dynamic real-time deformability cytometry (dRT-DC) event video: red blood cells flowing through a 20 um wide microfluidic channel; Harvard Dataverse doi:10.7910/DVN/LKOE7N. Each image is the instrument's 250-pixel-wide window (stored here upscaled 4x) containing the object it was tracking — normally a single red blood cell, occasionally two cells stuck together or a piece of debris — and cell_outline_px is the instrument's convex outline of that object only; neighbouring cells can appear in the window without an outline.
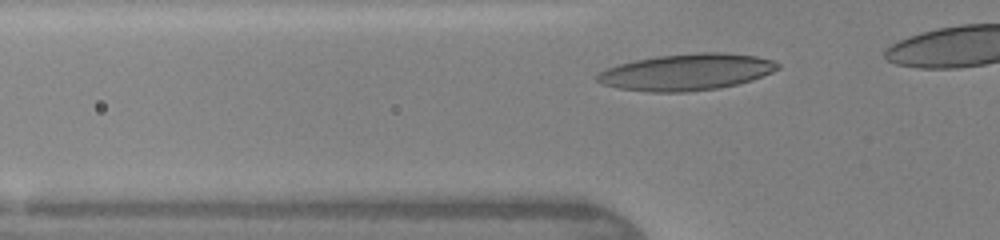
{"species": "human", "species_latin": "Homo sapiens", "temperature_condition": "warm", "stored_images_in_passage": 14, "camera_frame_rate_fps": 3000, "um_per_image_px": 0.085, "donor": {"sex": "female"}, "frame": {"image": 1, "passage_image": 3, "time_ms": 0.667, "image_size_px": [1000, 240], "cell_outline_px": [[780, 68], [772, 72], [752, 80], [720, 88], [684, 92], [648, 92], [620, 88], [604, 84], [596, 80], [596, 76], [600, 72], [608, 68], [632, 60], [656, 56], [700, 52], [724, 52], [756, 56], [772, 60], [780, 64]], "centroid_in_image_um": [58.38, 6.12], "position_along_channel_um": 67.4, "area_um2": 38.38}}
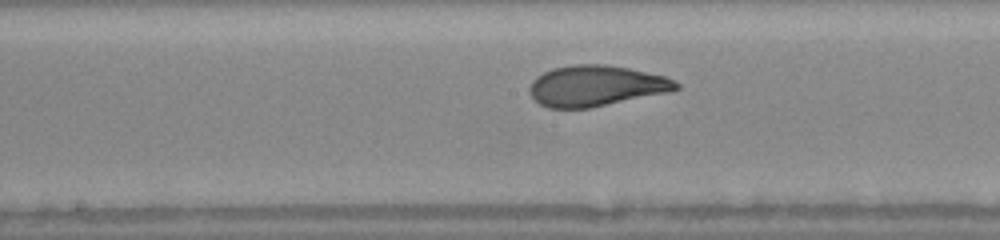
{"frame": {"image": 2, "passage_image": 12, "time_ms": 3.667, "image_size_px": [1000, 240], "cell_outline_px": [[680, 88], [668, 92], [588, 108], [548, 108], [540, 104], [532, 96], [528, 88], [532, 80], [536, 76], [552, 68], [572, 64], [608, 64], [628, 68], [664, 76], [676, 80], [680, 84]], "centroid_in_image_um": [50.64, 7.28], "position_along_channel_um": 197.6, "area_um2": 34.8}}